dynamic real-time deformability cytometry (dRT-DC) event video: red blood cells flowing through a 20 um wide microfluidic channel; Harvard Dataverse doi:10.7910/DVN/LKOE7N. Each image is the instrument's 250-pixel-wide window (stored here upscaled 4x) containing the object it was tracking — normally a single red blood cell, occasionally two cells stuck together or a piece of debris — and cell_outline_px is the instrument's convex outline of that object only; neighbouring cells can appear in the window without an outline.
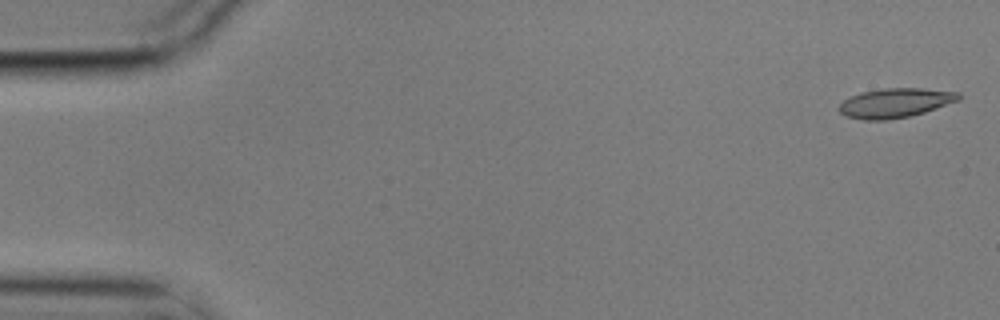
{"species": "common noctule bat (a hibernating species)", "species_latin": "Nyctalus noctula", "temperature_condition": "cold", "stored_images_in_passage": 5, "camera_frame_rate_fps": 3000, "um_per_image_px": 0.085, "animal": {"sex": "male", "body_mass_g": 17.9}, "frame": {"image": 1, "passage_image": 1, "time_ms": 0.0, "image_size_px": [1000, 320], "cell_outline_px": [[960, 100], [924, 112], [908, 116], [888, 120], [864, 120], [848, 116], [840, 112], [840, 104], [844, 100], [860, 92], [884, 88], [920, 88], [960, 92]], "centroid_in_image_um": [76.12, 8.74], "position_along_channel_um": 8.9, "area_um2": 20.29}}